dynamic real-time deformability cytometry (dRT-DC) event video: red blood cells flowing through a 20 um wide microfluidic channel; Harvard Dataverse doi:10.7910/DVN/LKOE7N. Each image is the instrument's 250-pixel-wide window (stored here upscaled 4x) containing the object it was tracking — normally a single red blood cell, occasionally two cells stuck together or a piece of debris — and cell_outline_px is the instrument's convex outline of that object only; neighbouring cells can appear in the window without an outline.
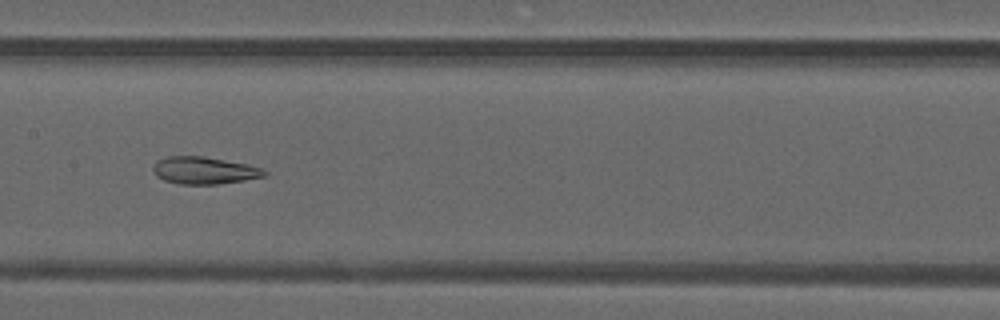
{"species": "common noctule bat (a hibernating species)", "species_latin": "Nyctalus noctula", "temperature_condition": "warm", "stored_images_in_passage": 46, "camera_frame_rate_fps": 3000, "um_per_image_px": 0.085, "animal": {"sex": "male", "forearm_length_mm": 52.5}, "frame": {"image": 1, "passage_image": 25, "time_ms": 8.0, "image_size_px": [1000, 320], "cell_outline_px": [[268, 176], [244, 180], [216, 184], [180, 184], [164, 180], [156, 176], [152, 168], [156, 160], [168, 156], [204, 156], [248, 164], [264, 168], [268, 172]], "centroid_in_image_um": [17.39, 14.48], "position_along_channel_um": 190.0, "area_um2": 17.86}}
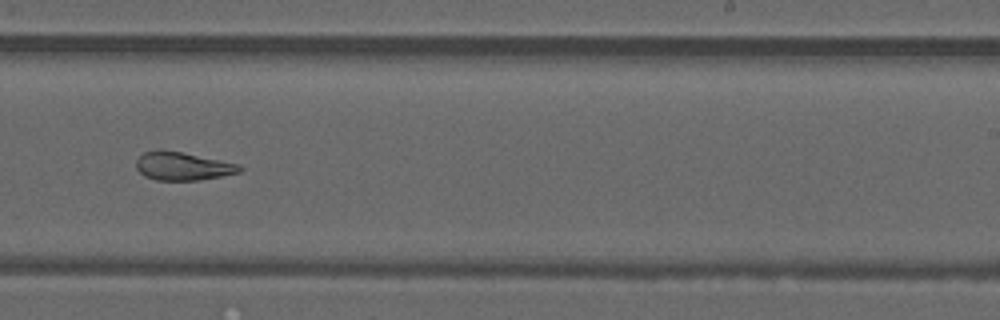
{"frame": {"image": 2, "passage_image": 31, "time_ms": 10.0, "image_size_px": [1000, 320], "cell_outline_px": [[244, 168], [240, 172], [200, 180], [156, 180], [144, 176], [136, 168], [136, 160], [144, 152], [180, 152], [240, 164]], "centroid_in_image_um": [15.56, 14.16], "position_along_channel_um": 273.4, "area_um2": 16.53}}
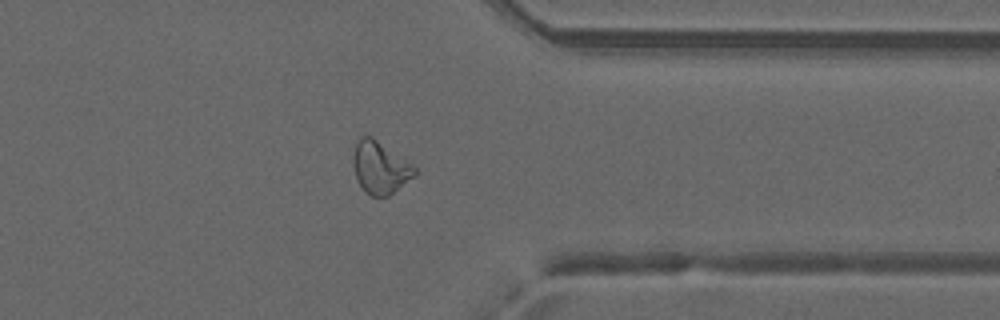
{"frame": {"image": 3, "passage_image": 39, "time_ms": 12.667, "image_size_px": [1000, 320], "cell_outline_px": [[416, 172], [412, 176], [388, 196], [372, 196], [364, 192], [356, 176], [352, 164], [352, 156], [356, 144], [360, 136], [372, 136], [412, 164], [416, 168]], "centroid_in_image_um": [32.26, 14.22], "position_along_channel_um": 379.1, "area_um2": 18.38}, "authors_computed_cell_mechanics": {"area_um2": 19.7098, "velocity_mm_per_s": 4.1918, "shape_relaxation_time_tau1_ms": null, "shape_relaxation_time_tau2_ms": 1.9983, "deformation_change_tau1": null, "deformation_change_tau2": 0.1017}}